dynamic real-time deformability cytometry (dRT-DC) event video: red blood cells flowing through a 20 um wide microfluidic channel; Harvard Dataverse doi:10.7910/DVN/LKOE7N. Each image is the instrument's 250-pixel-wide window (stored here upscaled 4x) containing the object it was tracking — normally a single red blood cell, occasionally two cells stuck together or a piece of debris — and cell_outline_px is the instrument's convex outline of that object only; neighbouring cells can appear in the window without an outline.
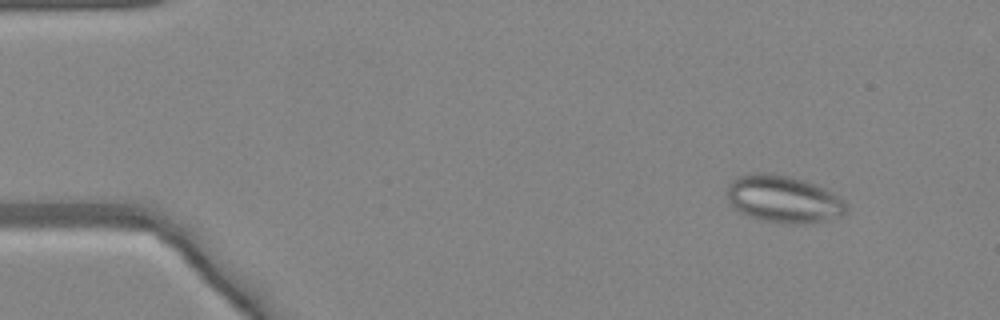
{"species": "common noctule bat (a hibernating species)", "species_latin": "Nyctalus noctula", "temperature_condition": "warm", "stored_images_in_passage": 17, "camera_frame_rate_fps": 3000, "um_per_image_px": 0.085, "animal": {"sex": "female", "body_mass_g": 24.6, "forearm_length_mm": 56.2}, "frame": {"image": 1, "passage_image": 6, "time_ms": 1.667, "image_size_px": [1000, 320], "cell_outline_px": [[848, 208], [840, 216], [828, 220], [808, 224], [792, 224], [760, 220], [748, 216], [732, 208], [728, 200], [728, 184], [736, 176], [752, 172], [772, 172], [792, 176], [816, 184], [832, 192], [844, 200], [848, 204]], "centroid_in_image_um": [66.58, 16.91], "position_along_channel_um": 18.4, "area_um2": 33.47}}